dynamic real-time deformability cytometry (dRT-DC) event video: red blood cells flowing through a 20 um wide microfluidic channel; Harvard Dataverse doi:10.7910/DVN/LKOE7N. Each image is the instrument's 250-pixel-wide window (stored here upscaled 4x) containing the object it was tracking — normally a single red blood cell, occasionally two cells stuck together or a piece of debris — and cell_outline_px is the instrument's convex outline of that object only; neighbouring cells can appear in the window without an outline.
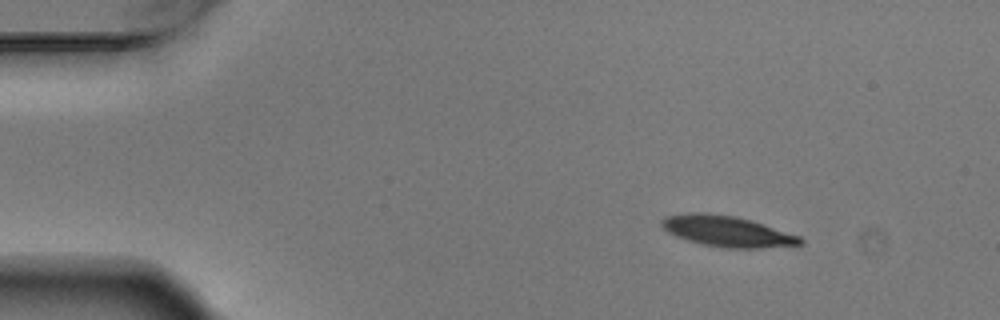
{"species": "Egyptian fruit bat (a non-hibernating species)", "species_latin": "Rousettus aegyptiacus", "temperature_condition": "warm", "stored_images_in_passage": 5, "camera_frame_rate_fps": 3000, "um_per_image_px": 0.085, "animal": {"sex": "male"}, "frame": {"image": 1, "passage_image": 2, "time_ms": 0.333, "image_size_px": [1000, 320], "cell_outline_px": [[804, 244], [760, 248], [724, 248], [704, 244], [688, 240], [676, 236], [668, 232], [660, 224], [660, 220], [664, 216], [688, 212], [708, 212], [736, 216], [752, 220], [800, 236], [804, 240]], "centroid_in_image_um": [61.79, 19.64], "position_along_channel_um": 23.2, "area_um2": 25.09}}